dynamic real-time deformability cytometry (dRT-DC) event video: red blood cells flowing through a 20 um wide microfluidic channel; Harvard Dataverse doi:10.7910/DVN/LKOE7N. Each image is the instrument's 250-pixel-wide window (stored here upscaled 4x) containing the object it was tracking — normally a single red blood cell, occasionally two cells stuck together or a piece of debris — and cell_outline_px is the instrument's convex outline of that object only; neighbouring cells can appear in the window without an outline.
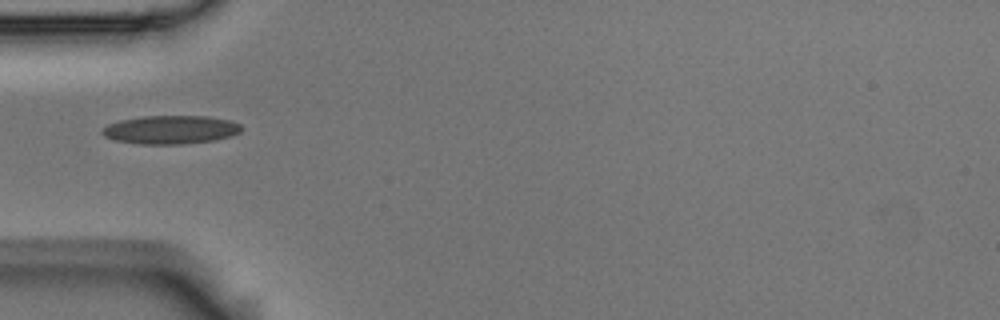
{"species": "Egyptian fruit bat (a non-hibernating species)", "species_latin": "Rousettus aegyptiacus", "temperature_condition": "room temperature", "stored_images_in_passage": 39, "camera_frame_rate_fps": 3000, "um_per_image_px": 0.085, "animal": {"sex": "male"}, "frame": {"image": 1, "passage_image": 1, "time_ms": 0.0, "image_size_px": [1000, 320], "cell_outline_px": [[244, 128], [240, 132], [232, 136], [216, 140], [184, 144], [140, 144], [116, 140], [104, 136], [100, 132], [108, 124], [120, 120], [144, 116], [208, 116], [232, 120], [240, 124]], "centroid_in_image_um": [14.56, 11.02], "position_along_channel_um": 70.4, "area_um2": 23.29}}
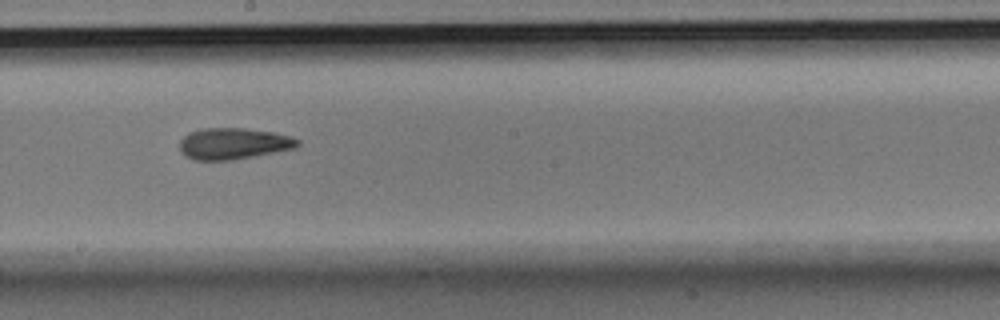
{"frame": {"image": 2, "passage_image": 14, "time_ms": 4.333, "image_size_px": [1000, 320], "cell_outline_px": [[300, 144], [296, 148], [232, 160], [192, 160], [184, 156], [180, 152], [180, 140], [188, 132], [200, 128], [244, 128], [276, 132], [300, 140]], "centroid_in_image_um": [19.81, 12.2], "position_along_channel_um": 228.4, "area_um2": 21.79}}
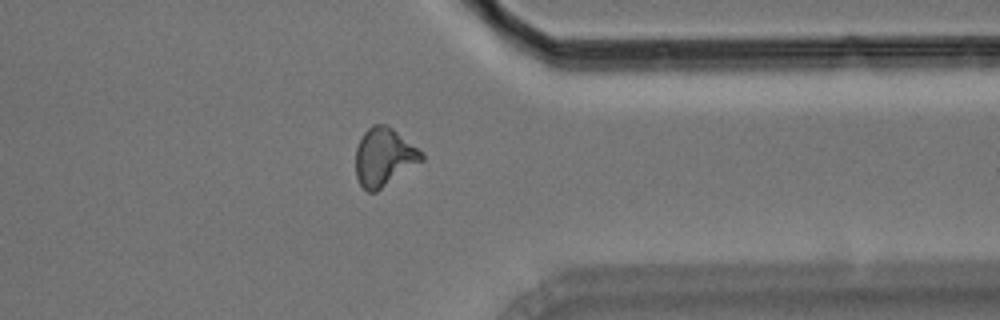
{"frame": {"image": 3, "passage_image": 27, "time_ms": 8.667, "image_size_px": [1000, 320], "cell_outline_px": [[424, 160], [376, 192], [368, 192], [360, 184], [356, 176], [356, 148], [364, 132], [372, 124], [388, 124], [424, 152]], "centroid_in_image_um": [32.66, 13.33], "position_along_channel_um": 378.7, "area_um2": 22.48}, "authors_computed_cell_mechanics": {"area_um2": 21.2126, "velocity_mm_per_s": 3.6205, "shape_relaxation_time_tau1_ms": 8.1991, "shape_relaxation_time_tau2_ms": 2.5563, "deformation_change_tau1": 0.2029, "deformation_change_tau2": 0.103}}